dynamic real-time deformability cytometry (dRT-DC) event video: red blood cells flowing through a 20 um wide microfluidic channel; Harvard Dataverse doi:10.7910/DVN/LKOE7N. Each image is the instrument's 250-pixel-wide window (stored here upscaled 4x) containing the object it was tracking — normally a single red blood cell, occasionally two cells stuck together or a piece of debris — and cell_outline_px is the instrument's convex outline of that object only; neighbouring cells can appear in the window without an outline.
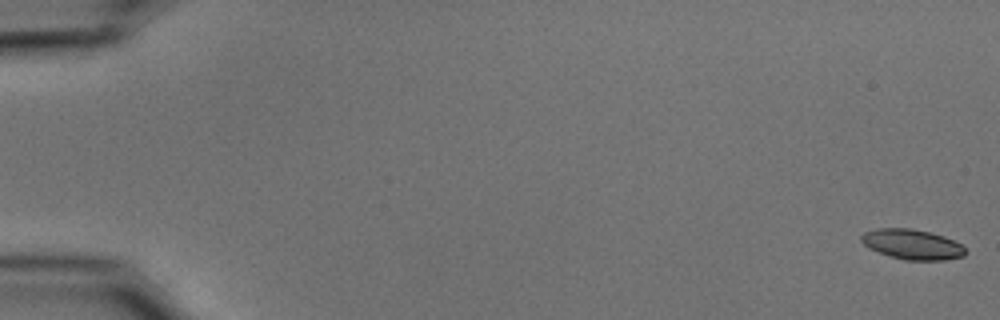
{"species": "common noctule bat (a hibernating species)", "species_latin": "Nyctalus noctula", "temperature_condition": "cold", "stored_images_in_passage": 55, "camera_frame_rate_fps": 3000, "um_per_image_px": 0.085, "animal": {"sex": "male", "body_mass_g": 15.6}, "frame": {"image": 1, "passage_image": 1, "time_ms": 0.0, "image_size_px": [1000, 320], "cell_outline_px": [[964, 256], [944, 260], [904, 260], [868, 248], [860, 240], [860, 236], [864, 232], [876, 228], [912, 228], [944, 236], [960, 244], [964, 248]], "centroid_in_image_um": [77.5, 20.76], "position_along_channel_um": 7.5, "area_um2": 18.09}}
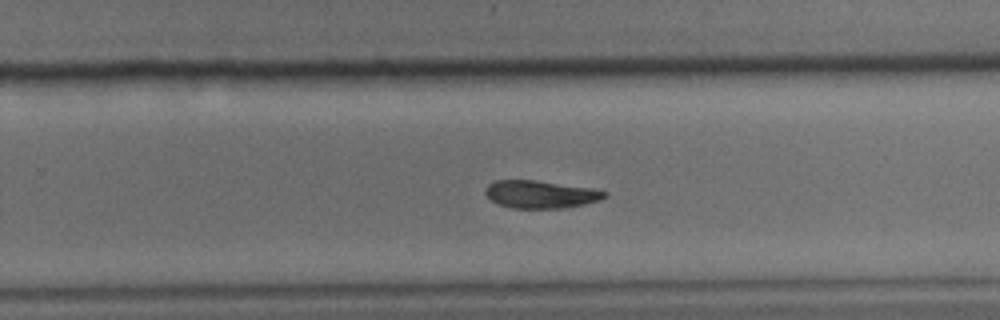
{"frame": {"image": 2, "passage_image": 36, "time_ms": 11.667, "image_size_px": [1000, 320], "cell_outline_px": [[608, 196], [600, 200], [584, 204], [564, 208], [512, 208], [500, 204], [492, 200], [484, 192], [484, 188], [488, 184], [496, 180], [536, 180], [592, 188], [608, 192]], "centroid_in_image_um": [45.97, 16.51], "position_along_channel_um": 283.8, "area_um2": 19.25}}
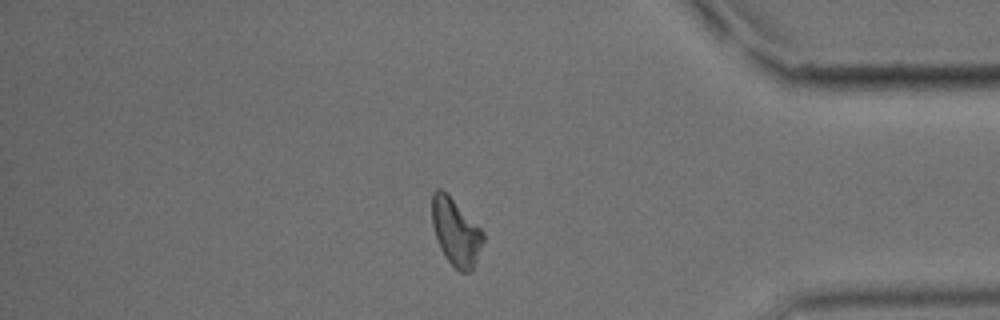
{"frame": {"image": 3, "passage_image": 47, "time_ms": 15.333, "image_size_px": [1000, 320], "cell_outline_px": [[484, 240], [472, 272], [460, 272], [444, 256], [440, 248], [432, 224], [432, 192], [436, 188], [440, 188], [484, 232]], "centroid_in_image_um": [38.74, 19.76], "position_along_channel_um": 396.5, "area_um2": 19.54}, "authors_computed_cell_mechanics": {"area_um2": 19.9988, "velocity_mm_per_s": 3.7263, "shape_relaxation_time_tau1_ms": 5.5026, "shape_relaxation_time_tau2_ms": null, "deformation_change_tau1": 0.1593, "deformation_change_tau2": null}}